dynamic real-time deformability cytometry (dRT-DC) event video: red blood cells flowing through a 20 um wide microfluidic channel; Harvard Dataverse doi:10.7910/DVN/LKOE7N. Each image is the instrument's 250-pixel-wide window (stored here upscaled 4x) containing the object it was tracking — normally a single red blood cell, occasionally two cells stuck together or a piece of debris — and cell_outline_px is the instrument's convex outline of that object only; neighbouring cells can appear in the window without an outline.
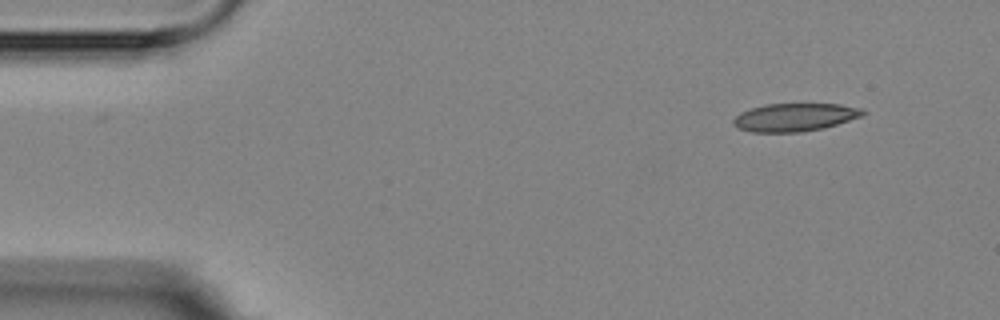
{"species": "Egyptian fruit bat (a non-hibernating species)", "species_latin": "Rousettus aegyptiacus", "temperature_condition": "room temperature", "stored_images_in_passage": 5, "camera_frame_rate_fps": 3000, "um_per_image_px": 0.085, "animal": {"sex": "female"}, "frame": {"image": 1, "passage_image": 1, "time_ms": 0.0, "image_size_px": [1000, 320], "cell_outline_px": [[868, 112], [864, 116], [824, 128], [800, 132], [752, 132], [736, 128], [732, 124], [732, 120], [740, 112], [764, 104], [840, 104], [864, 108]], "centroid_in_image_um": [67.59, 9.96], "position_along_channel_um": 17.4, "area_um2": 21.44}}
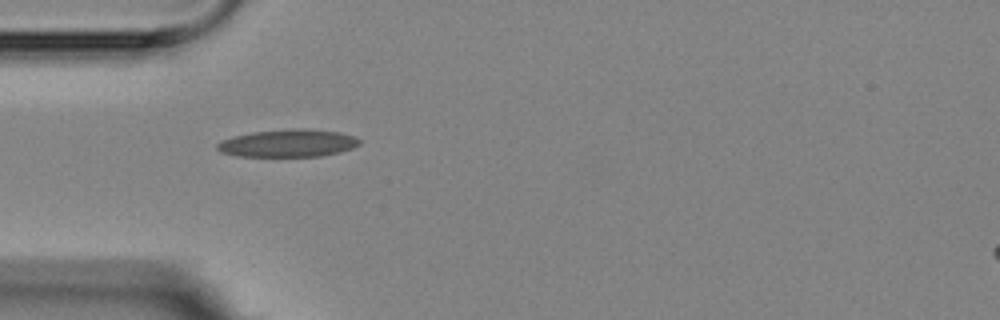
{"frame": {"image": 2, "passage_image": 4, "time_ms": 3.667, "image_size_px": [1000, 320], "cell_outline_px": [[360, 144], [352, 148], [340, 152], [320, 156], [236, 156], [220, 152], [216, 148], [216, 144], [220, 140], [232, 136], [252, 132], [292, 128], [304, 128], [340, 132], [356, 136], [360, 140]], "centroid_in_image_um": [24.47, 12.16], "position_along_channel_um": 60.5, "area_um2": 23.12}}
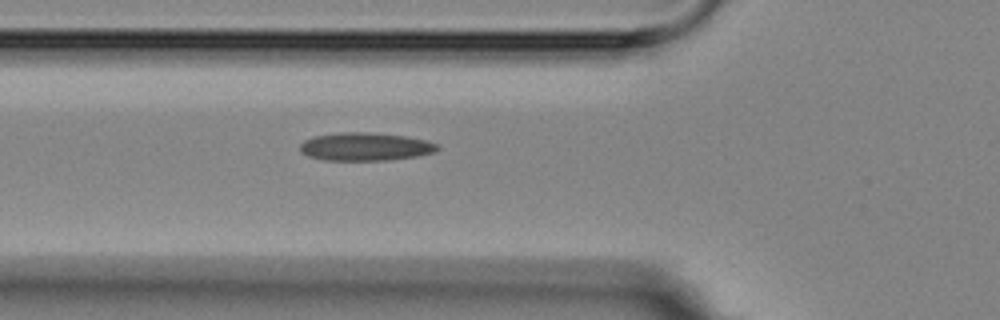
{"frame": {"image": 3, "passage_image": 5, "time_ms": 4.667, "image_size_px": [1000, 320], "cell_outline_px": [[440, 148], [436, 152], [416, 156], [388, 160], [324, 160], [308, 156], [300, 152], [300, 144], [304, 140], [312, 136], [340, 132], [368, 132], [404, 136], [428, 140], [440, 144]], "centroid_in_image_um": [31.06, 12.46], "position_along_channel_um": 94.7, "area_um2": 22.72}}